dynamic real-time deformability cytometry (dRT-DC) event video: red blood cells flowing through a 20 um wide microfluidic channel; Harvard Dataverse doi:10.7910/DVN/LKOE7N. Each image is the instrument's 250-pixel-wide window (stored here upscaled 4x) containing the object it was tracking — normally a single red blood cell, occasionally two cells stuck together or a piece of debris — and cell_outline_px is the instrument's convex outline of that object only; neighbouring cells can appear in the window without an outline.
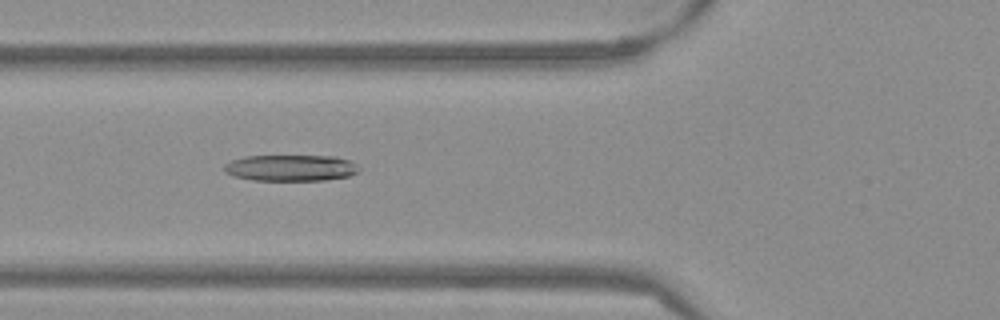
{"species": "Egyptian fruit bat (a non-hibernating species)", "species_latin": "Rousettus aegyptiacus", "temperature_condition": "warm", "stored_images_in_passage": 53, "camera_frame_rate_fps": 3000, "um_per_image_px": 0.085, "frame": {"image": 1, "passage_image": 20, "time_ms": 6.333, "image_size_px": [1000, 320], "cell_outline_px": [[360, 172], [348, 176], [324, 180], [252, 180], [232, 176], [224, 172], [224, 164], [232, 160], [244, 156], [336, 156], [348, 160], [356, 164], [360, 168]], "centroid_in_image_um": [24.7, 14.27], "position_along_channel_um": 101.1, "area_um2": 20.75}}
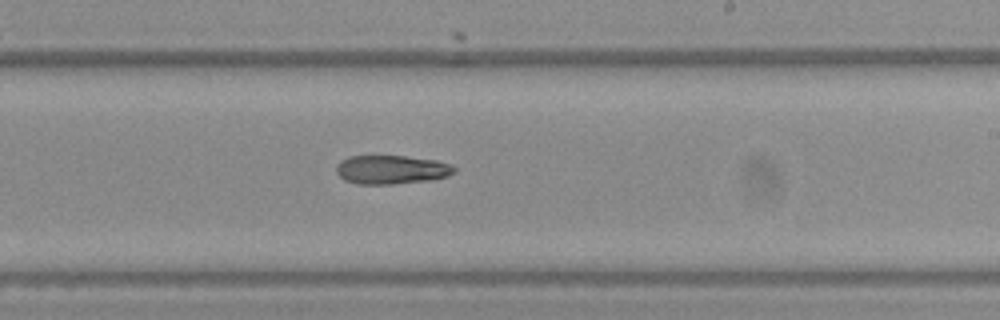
{"frame": {"image": 2, "passage_image": 32, "time_ms": 10.333, "image_size_px": [1000, 320], "cell_outline_px": [[456, 172], [448, 176], [432, 180], [392, 184], [356, 184], [344, 180], [336, 172], [336, 164], [340, 160], [348, 156], [404, 156], [436, 160], [452, 164], [456, 168]], "centroid_in_image_um": [33.28, 14.42], "position_along_channel_um": 255.7, "area_um2": 20.06}}
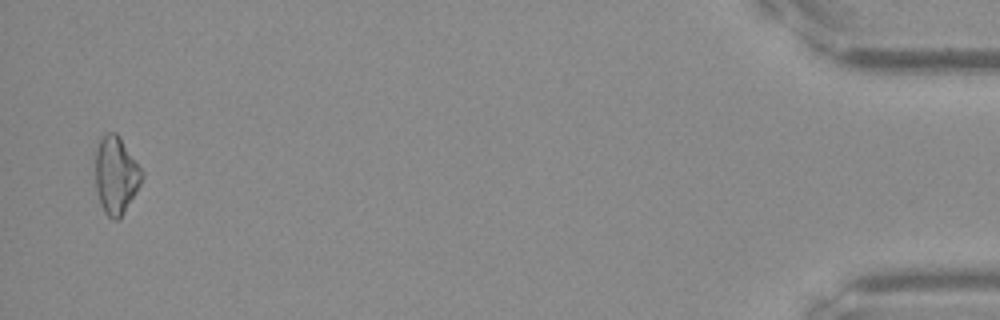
{"frame": {"image": 3, "passage_image": 52, "time_ms": 17.0, "image_size_px": [1000, 320], "cell_outline_px": [[144, 176], [140, 184], [124, 212], [116, 220], [112, 220], [104, 212], [96, 188], [96, 148], [100, 140], [108, 132], [116, 132], [120, 136], [144, 172]], "centroid_in_image_um": [9.87, 14.86], "position_along_channel_um": 425.3, "area_um2": 20.75}}